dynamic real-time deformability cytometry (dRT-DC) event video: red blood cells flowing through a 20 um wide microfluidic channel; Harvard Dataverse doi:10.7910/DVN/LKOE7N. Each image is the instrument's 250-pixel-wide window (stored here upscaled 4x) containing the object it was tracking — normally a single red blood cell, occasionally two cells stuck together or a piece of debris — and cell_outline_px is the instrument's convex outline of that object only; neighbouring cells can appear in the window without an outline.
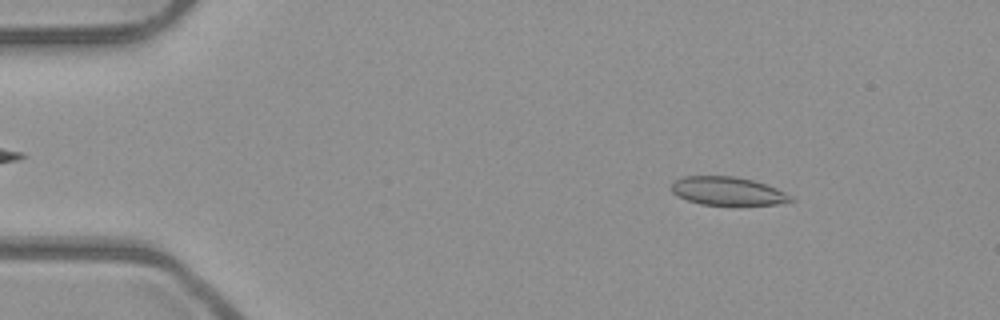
{"species": "common noctule bat (a hibernating species)", "species_latin": "Nyctalus noctula", "temperature_condition": "room temperature", "stored_images_in_passage": 4, "camera_frame_rate_fps": 3000, "um_per_image_px": 0.085, "animal": {"sex": "male", "body_mass_g": 23.1, "forearm_length_mm": 52.7}, "frame": {"image": 1, "passage_image": 2, "time_ms": 0.333, "image_size_px": [1000, 320], "cell_outline_px": [[796, 200], [780, 204], [700, 204], [688, 200], [672, 192], [672, 184], [676, 180], [684, 176], [732, 176], [752, 180], [776, 188], [792, 196]], "centroid_in_image_um": [61.87, 16.23], "position_along_channel_um": 23.1, "area_um2": 19.31}}